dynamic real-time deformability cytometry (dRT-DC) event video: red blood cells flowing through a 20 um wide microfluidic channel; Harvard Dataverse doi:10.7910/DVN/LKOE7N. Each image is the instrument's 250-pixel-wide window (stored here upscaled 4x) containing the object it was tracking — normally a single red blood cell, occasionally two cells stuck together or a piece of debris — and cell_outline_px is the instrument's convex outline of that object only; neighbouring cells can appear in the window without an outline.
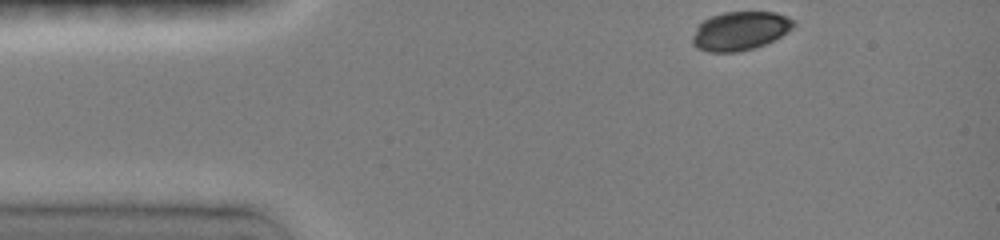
{"species": "common noctule bat (a hibernating species)", "species_latin": "Nyctalus noctula", "temperature_condition": "room temperature", "stored_images_in_passage": 22, "camera_frame_rate_fps": 3000, "um_per_image_px": 0.085, "animal": {"sex": "female", "body_mass_g": 19.0, "forearm_length_mm": 51.5}, "frame": {"image": 1, "passage_image": 1, "time_ms": 0.0, "image_size_px": [1000, 240], "cell_outline_px": [[796, 24], [792, 28], [780, 36], [764, 44], [752, 48], [736, 52], [708, 52], [696, 48], [692, 44], [692, 36], [696, 28], [704, 20], [712, 16], [724, 12], [776, 12], [788, 16]], "centroid_in_image_um": [62.88, 2.62], "position_along_channel_um": 22.1, "area_um2": 22.66}}
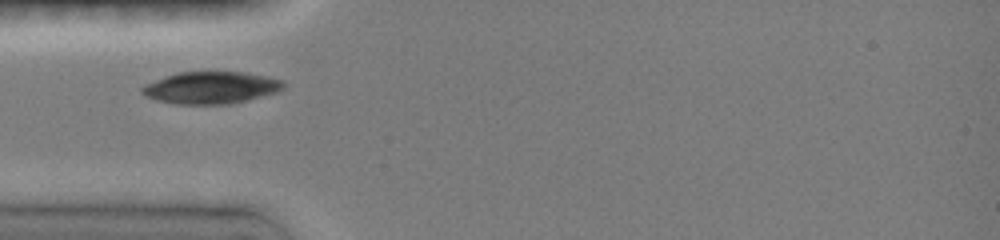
{"frame": {"image": 2, "passage_image": 11, "time_ms": 2.667, "image_size_px": [1000, 240], "cell_outline_px": [[284, 88], [276, 92], [248, 100], [232, 104], [176, 104], [156, 100], [140, 92], [140, 88], [144, 84], [164, 76], [176, 72], [244, 72], [284, 80]], "centroid_in_image_um": [17.91, 7.45], "position_along_channel_um": 67.1, "area_um2": 26.53}}
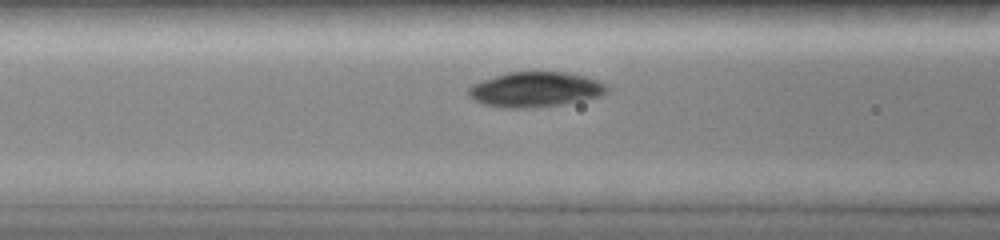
{"frame": {"image": 3, "passage_image": 16, "time_ms": 4.0, "image_size_px": [1000, 240], "cell_outline_px": [[608, 92], [600, 96], [560, 104], [536, 108], [508, 108], [484, 104], [468, 96], [468, 88], [472, 84], [480, 80], [508, 72], [568, 72], [584, 76], [608, 84]], "centroid_in_image_um": [45.49, 7.6], "position_along_channel_um": 121.1, "area_um2": 28.26}}